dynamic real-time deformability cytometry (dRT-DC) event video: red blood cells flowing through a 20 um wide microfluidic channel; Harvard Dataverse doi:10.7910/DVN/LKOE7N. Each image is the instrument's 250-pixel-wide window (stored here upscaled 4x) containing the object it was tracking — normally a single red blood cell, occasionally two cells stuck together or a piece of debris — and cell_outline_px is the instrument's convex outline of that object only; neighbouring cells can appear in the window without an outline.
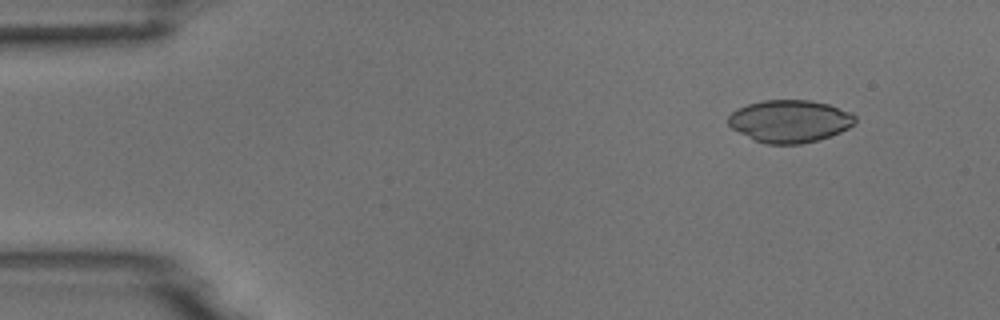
{"species": "common noctule bat (a hibernating species)", "species_latin": "Nyctalus noctula", "temperature_condition": "room temperature", "stored_images_in_passage": 5, "camera_frame_rate_fps": 3000, "um_per_image_px": 0.085, "animal": {"sex": "male", "body_mass_g": 18.8}, "frame": {"image": 1, "passage_image": 2, "time_ms": 1.333, "image_size_px": [1000, 320], "cell_outline_px": [[856, 120], [848, 128], [840, 132], [816, 140], [800, 144], [764, 144], [752, 140], [732, 128], [728, 124], [728, 116], [732, 112], [748, 104], [764, 100], [808, 100], [828, 104], [852, 112], [856, 116]], "centroid_in_image_um": [67.12, 10.3], "position_along_channel_um": 17.9, "area_um2": 31.33}}